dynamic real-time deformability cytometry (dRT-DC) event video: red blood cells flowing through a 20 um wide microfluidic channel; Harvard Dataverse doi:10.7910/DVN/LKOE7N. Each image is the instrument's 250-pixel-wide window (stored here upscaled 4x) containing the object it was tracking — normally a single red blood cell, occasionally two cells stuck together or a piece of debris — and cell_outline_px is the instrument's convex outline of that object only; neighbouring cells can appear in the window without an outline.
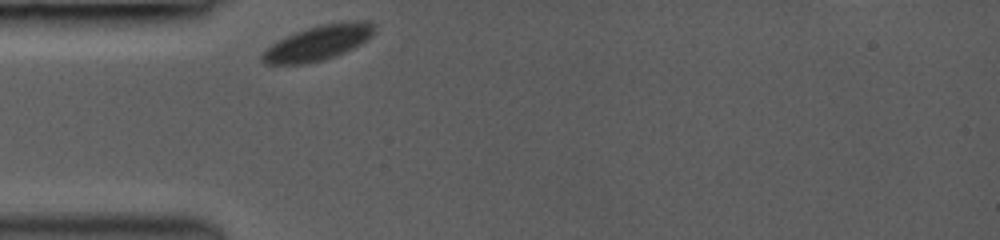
{"species": "common noctule bat (a hibernating species)", "species_latin": "Nyctalus noctula", "temperature_condition": "room temperature", "stored_images_in_passage": 29, "camera_frame_rate_fps": 3000, "um_per_image_px": 0.085, "animal": {"sex": "female", "body_mass_g": 19.0, "forearm_length_mm": 53.3}, "frame": {"image": 1, "passage_image": 1, "time_ms": 0.0, "image_size_px": [1000, 240], "cell_outline_px": [[372, 36], [368, 40], [344, 52], [324, 60], [304, 64], [264, 64], [260, 60], [260, 52], [272, 44], [296, 32], [320, 24], [348, 20], [364, 20], [372, 24]], "centroid_in_image_um": [27.0, 3.65], "position_along_channel_um": 58.0, "area_um2": 22.77}}
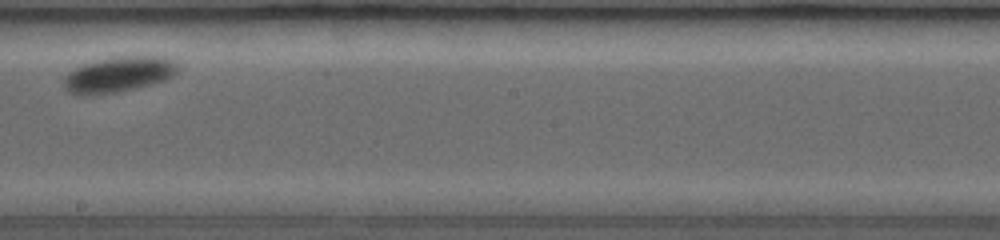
{"frame": {"image": 2, "passage_image": 15, "time_ms": 5.0, "image_size_px": [1000, 240], "cell_outline_px": [[180, 68], [168, 80], [136, 88], [116, 92], [80, 96], [68, 92], [64, 88], [64, 76], [68, 72], [80, 64], [112, 56], [164, 56], [176, 60], [180, 64]], "centroid_in_image_um": [10.11, 6.31], "position_along_channel_um": 238.1, "area_um2": 24.28}}
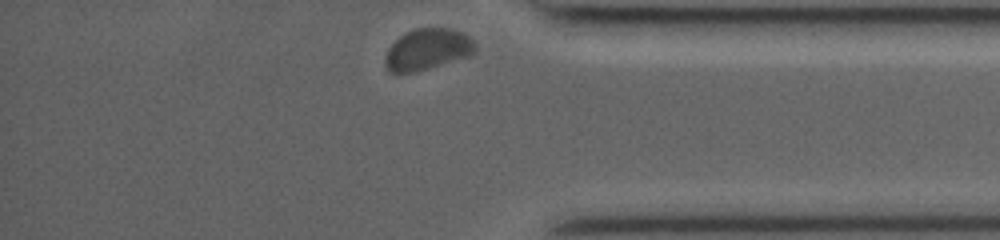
{"frame": {"image": 3, "passage_image": 29, "time_ms": 9.333, "image_size_px": [1000, 240], "cell_outline_px": [[476, 48], [468, 56], [416, 72], [396, 76], [388, 72], [384, 64], [384, 56], [388, 48], [400, 36], [416, 28], [452, 28], [468, 36], [476, 44]], "centroid_in_image_um": [36.26, 4.24], "position_along_channel_um": 398.9, "area_um2": 21.85}}